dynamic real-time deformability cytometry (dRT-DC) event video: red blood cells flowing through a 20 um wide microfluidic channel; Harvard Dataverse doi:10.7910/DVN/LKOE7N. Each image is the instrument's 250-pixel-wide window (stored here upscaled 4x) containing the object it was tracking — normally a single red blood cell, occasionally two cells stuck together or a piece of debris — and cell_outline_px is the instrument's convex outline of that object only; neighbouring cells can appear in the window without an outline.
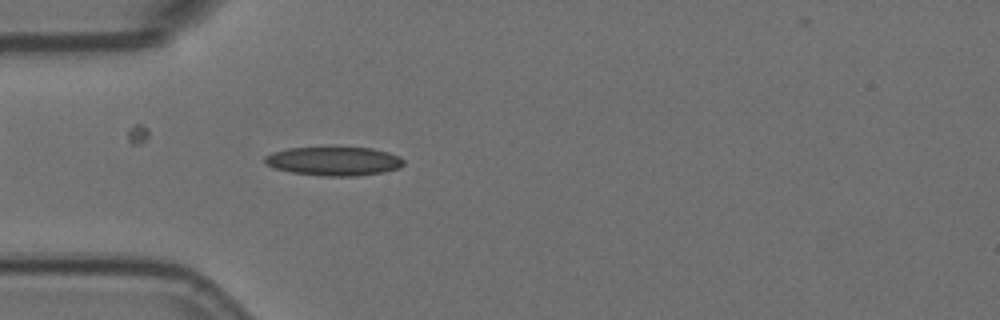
{"species": "Egyptian fruit bat (a non-hibernating species)", "species_latin": "Rousettus aegyptiacus", "temperature_condition": "room temperature", "stored_images_in_passage": 57, "camera_frame_rate_fps": 3000, "um_per_image_px": 0.085, "animal": {"sex": "female"}, "frame": {"image": 1, "passage_image": 17, "time_ms": 5.333, "image_size_px": [1000, 320], "cell_outline_px": [[404, 164], [400, 168], [384, 172], [356, 176], [320, 176], [292, 172], [276, 168], [264, 164], [264, 156], [272, 152], [288, 148], [372, 148], [388, 152], [400, 156], [404, 160]], "centroid_in_image_um": [28.39, 13.71], "position_along_channel_um": 56.6, "area_um2": 23.35}}
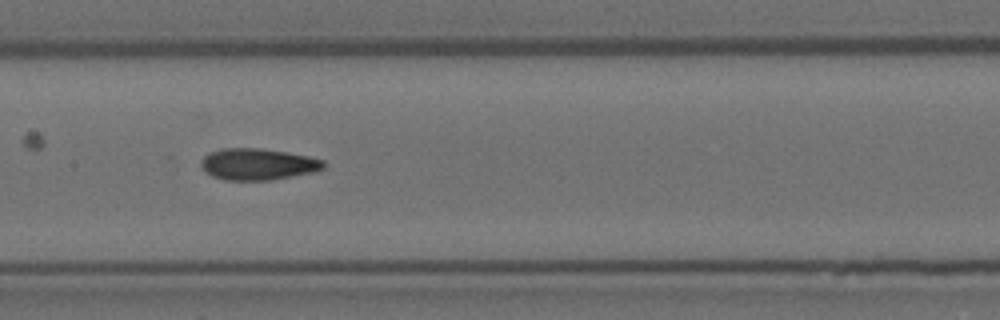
{"frame": {"image": 2, "passage_image": 28, "time_ms": 9.0, "image_size_px": [1000, 320], "cell_outline_px": [[324, 168], [312, 172], [272, 180], [224, 180], [212, 176], [200, 164], [204, 156], [208, 152], [220, 148], [260, 148], [308, 156], [324, 160]], "centroid_in_image_um": [21.89, 13.95], "position_along_channel_um": 185.5, "area_um2": 22.37}}
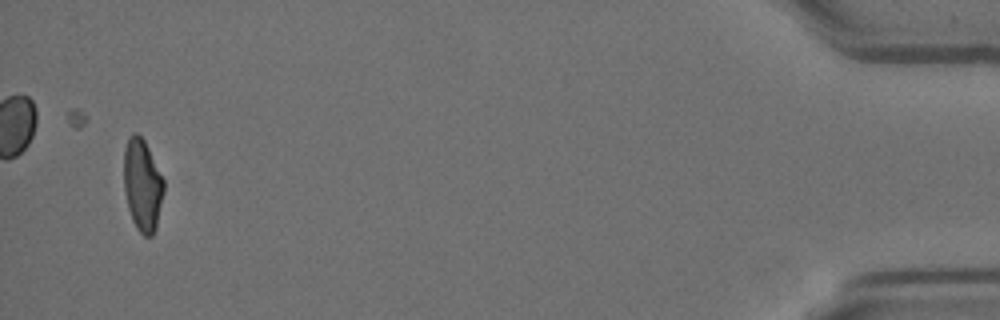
{"frame": {"image": 3, "passage_image": 55, "time_ms": 18.0, "image_size_px": [1000, 320], "cell_outline_px": [[164, 192], [156, 228], [152, 236], [144, 236], [136, 228], [132, 220], [128, 208], [124, 188], [124, 148], [128, 136], [132, 132], [136, 132], [144, 140], [164, 180]], "centroid_in_image_um": [12.1, 15.73], "position_along_channel_um": 423.1, "area_um2": 21.5}, "authors_computed_cell_mechanics": {"area_um2": 21.7906, "velocity_mm_per_s": 3.5879, "shape_relaxation_time_tau1_ms": 7.3008, "shape_relaxation_time_tau2_ms": 1.957, "deformation_change_tau1": 0.1918, "deformation_change_tau2": 0.0725}}